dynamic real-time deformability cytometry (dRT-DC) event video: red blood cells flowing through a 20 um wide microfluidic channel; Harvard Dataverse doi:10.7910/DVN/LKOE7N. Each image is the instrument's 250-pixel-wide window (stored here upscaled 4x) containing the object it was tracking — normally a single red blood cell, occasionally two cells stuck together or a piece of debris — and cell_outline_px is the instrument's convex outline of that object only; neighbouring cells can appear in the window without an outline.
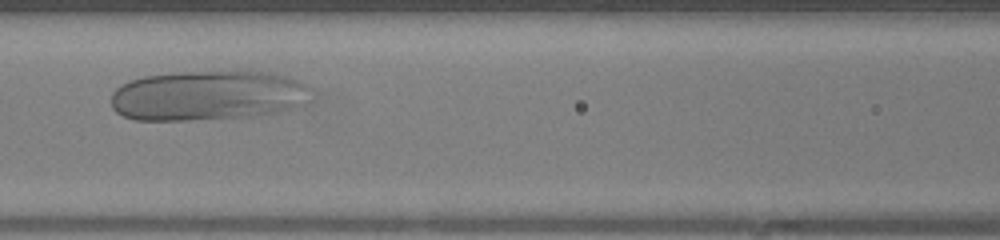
{"species": "human", "species_latin": "Homo sapiens", "temperature_condition": "warm", "stored_images_in_passage": 27, "camera_frame_rate_fps": 3000, "um_per_image_px": 0.085, "donor": {"sex": "female"}, "frame": {"image": 1, "passage_image": 11, "time_ms": 3.333, "image_size_px": [1000, 240], "cell_outline_px": [[308, 88], [296, 104], [292, 108], [276, 112], [252, 116], [192, 120], [136, 120], [124, 116], [116, 112], [112, 108], [112, 92], [116, 88], [132, 80], [144, 76], [180, 72], [268, 72], [284, 76], [296, 80], [304, 84]], "centroid_in_image_um": [17.51, 8.13], "position_along_channel_um": 149.1, "area_um2": 56.93}}
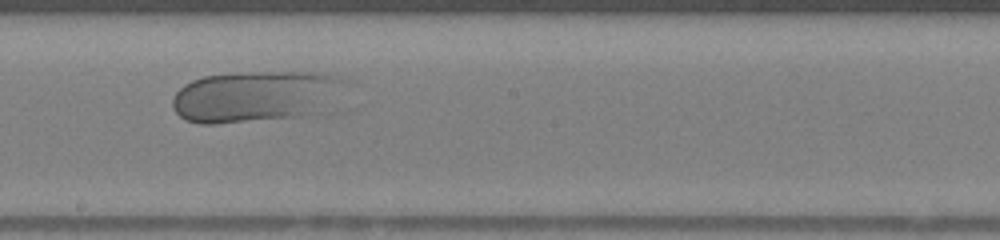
{"frame": {"image": 2, "passage_image": 16, "time_ms": 5.0, "image_size_px": [1000, 240], "cell_outline_px": [[356, 84], [316, 116], [216, 124], [200, 124], [184, 120], [172, 108], [172, 100], [176, 92], [184, 84], [192, 80], [204, 76], [236, 72], [312, 72], [332, 76], [348, 80]], "centroid_in_image_um": [21.85, 8.2], "position_along_channel_um": 226.4, "area_um2": 53.47}}
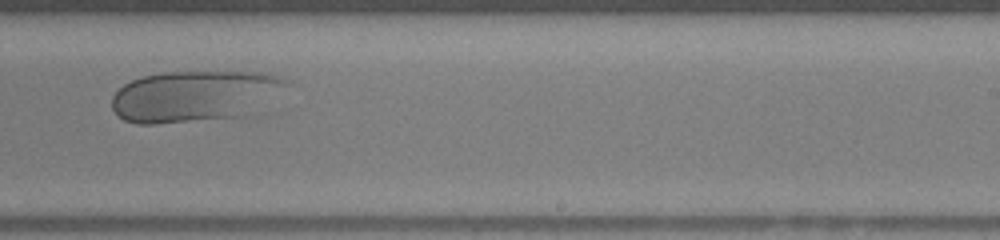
{"frame": {"image": 3, "passage_image": 19, "time_ms": 6.0, "image_size_px": [1000, 240], "cell_outline_px": [[288, 84], [256, 116], [156, 124], [136, 124], [124, 120], [112, 108], [112, 96], [124, 84], [132, 80], [144, 76], [164, 72], [244, 72], [276, 76], [284, 80]], "centroid_in_image_um": [16.57, 8.21], "position_along_channel_um": 272.4, "area_um2": 52.6}}